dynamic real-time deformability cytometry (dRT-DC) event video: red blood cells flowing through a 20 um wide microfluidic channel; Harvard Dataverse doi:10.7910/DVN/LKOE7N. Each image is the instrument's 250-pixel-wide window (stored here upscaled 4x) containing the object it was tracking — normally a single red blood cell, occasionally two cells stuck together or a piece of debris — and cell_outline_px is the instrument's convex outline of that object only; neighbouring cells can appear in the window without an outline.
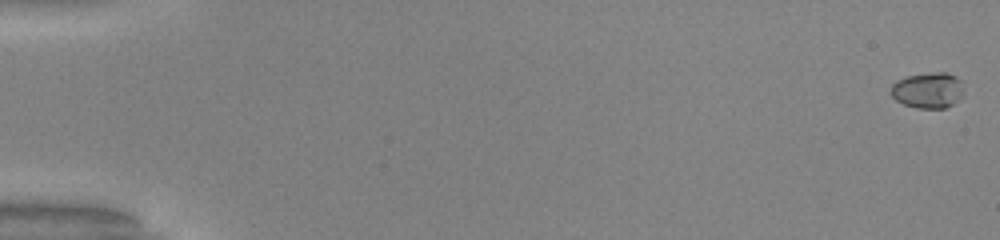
{"species": "common noctule bat (a hibernating species)", "species_latin": "Nyctalus noctula", "temperature_condition": "warm", "stored_images_in_passage": 52, "camera_frame_rate_fps": 3000, "um_per_image_px": 0.085, "animal": {"sex": "male", "body_mass_g": 20.0, "forearm_length_mm": 53.3}, "frame": {"image": 1, "passage_image": 1, "time_ms": 0.0, "image_size_px": [1000, 240], "cell_outline_px": [[964, 92], [952, 104], [944, 108], [916, 108], [904, 104], [896, 100], [888, 92], [892, 84], [896, 80], [908, 76], [932, 72], [948, 72], [956, 76], [960, 80]], "centroid_in_image_um": [78.84, 7.66], "position_along_channel_um": 6.2, "area_um2": 15.26}}
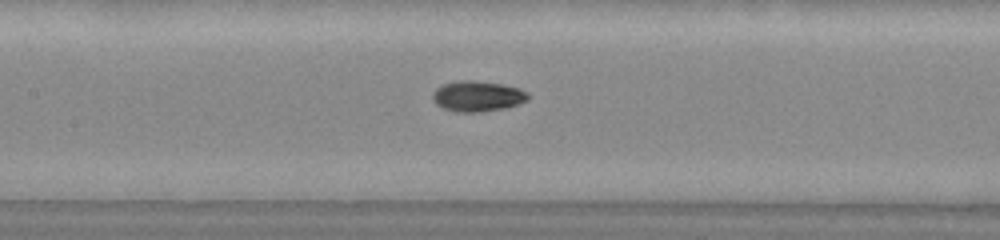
{"frame": {"image": 2, "passage_image": 26, "time_ms": 8.333, "image_size_px": [1000, 240], "cell_outline_px": [[528, 100], [504, 108], [480, 112], [456, 112], [444, 108], [436, 104], [432, 100], [432, 92], [436, 88], [444, 84], [460, 80], [472, 80], [500, 84], [520, 88], [528, 92]], "centroid_in_image_um": [40.56, 8.18], "position_along_channel_um": 166.8, "area_um2": 16.94}}
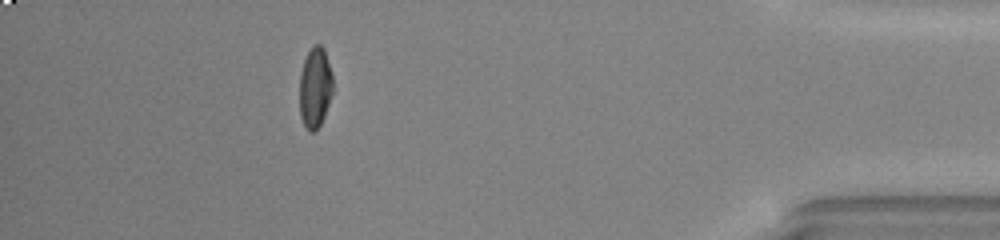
{"frame": {"image": 3, "passage_image": 47, "time_ms": 15.333, "image_size_px": [1000, 240], "cell_outline_px": [[332, 92], [324, 116], [320, 124], [312, 132], [308, 132], [300, 116], [300, 72], [304, 60], [312, 44], [320, 44], [324, 48], [332, 72]], "centroid_in_image_um": [26.77, 7.4], "position_along_channel_um": 408.4, "area_um2": 15.61}, "authors_computed_cell_mechanics": {"area_um2": 15.9528, "velocity_mm_per_s": 4.1271, "shape_relaxation_time_tau1_ms": 3.3107, "shape_relaxation_time_tau2_ms": 2.3729, "deformation_change_tau1": 0.1734, "deformation_change_tau2": 0.0407}}